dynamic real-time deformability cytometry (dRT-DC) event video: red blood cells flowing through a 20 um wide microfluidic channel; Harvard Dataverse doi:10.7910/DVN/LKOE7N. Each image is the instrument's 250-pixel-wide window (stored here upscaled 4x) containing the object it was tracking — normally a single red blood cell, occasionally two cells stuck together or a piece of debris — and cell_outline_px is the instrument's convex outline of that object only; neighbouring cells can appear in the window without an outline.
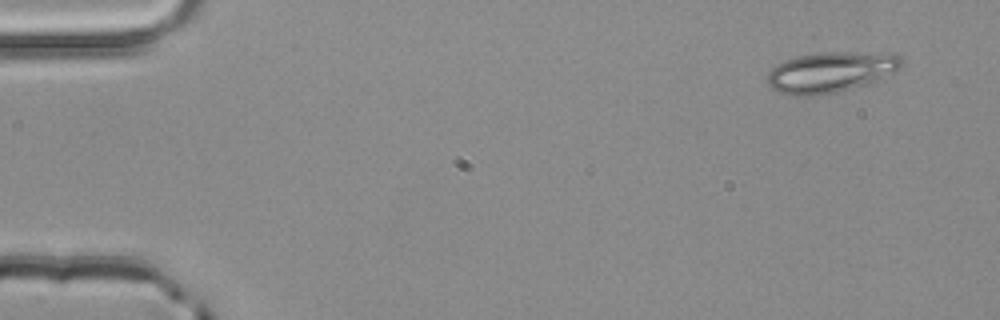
{"species": "common noctule bat (a hibernating species)", "species_latin": "Nyctalus noctula", "temperature_condition": "room temperature", "stored_images_in_passage": 3, "camera_frame_rate_fps": 3000, "um_per_image_px": 0.085, "animal": {"sex": "male", "body_mass_g": 20.4}, "frame": {"image": 1, "passage_image": 1, "time_ms": 0.0, "image_size_px": [1000, 320], "cell_outline_px": [[904, 64], [896, 72], [876, 80], [864, 84], [836, 92], [816, 96], [792, 96], [780, 92], [772, 88], [764, 80], [768, 72], [776, 64], [784, 60], [796, 56], [820, 52], [896, 52], [900, 56]], "centroid_in_image_um": [70.61, 6.11], "position_along_channel_um": 14.4, "area_um2": 32.31}}